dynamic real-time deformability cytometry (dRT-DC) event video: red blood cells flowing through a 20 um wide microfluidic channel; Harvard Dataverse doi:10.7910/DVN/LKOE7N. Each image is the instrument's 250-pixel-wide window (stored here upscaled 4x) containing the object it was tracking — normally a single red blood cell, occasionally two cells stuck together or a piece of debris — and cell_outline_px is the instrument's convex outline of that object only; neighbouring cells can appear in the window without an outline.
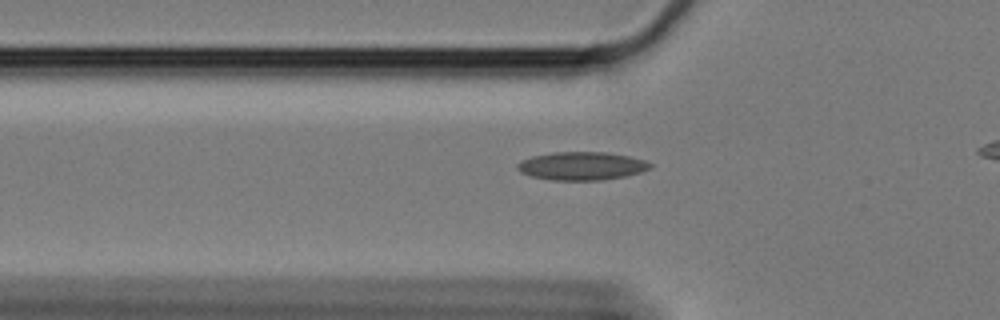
{"species": "Egyptian fruit bat (a non-hibernating species)", "species_latin": "Rousettus aegyptiacus", "temperature_condition": "cold", "stored_images_in_passage": 40, "camera_frame_rate_fps": 3000, "um_per_image_px": 0.085, "animal": {"sex": "female"}, "frame": {"image": 1, "passage_image": 7, "time_ms": 2.0, "image_size_px": [1000, 320], "cell_outline_px": [[652, 168], [640, 172], [624, 176], [600, 180], [552, 180], [532, 176], [520, 172], [516, 168], [516, 164], [520, 160], [532, 156], [552, 152], [604, 152], [628, 156], [644, 160], [652, 164]], "centroid_in_image_um": [49.41, 14.1], "position_along_channel_um": 76.4, "area_um2": 21.79}}
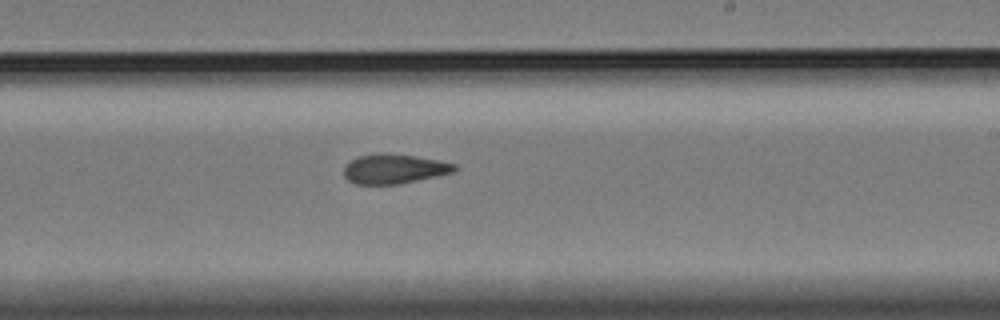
{"frame": {"image": 2, "passage_image": 23, "time_ms": 7.333, "image_size_px": [1000, 320], "cell_outline_px": [[460, 168], [452, 172], [436, 176], [400, 184], [356, 184], [348, 180], [344, 176], [344, 168], [352, 160], [360, 156], [380, 152], [384, 152], [416, 156], [456, 164]], "centroid_in_image_um": [33.51, 14.35], "position_along_channel_um": 255.5, "area_um2": 19.02}}
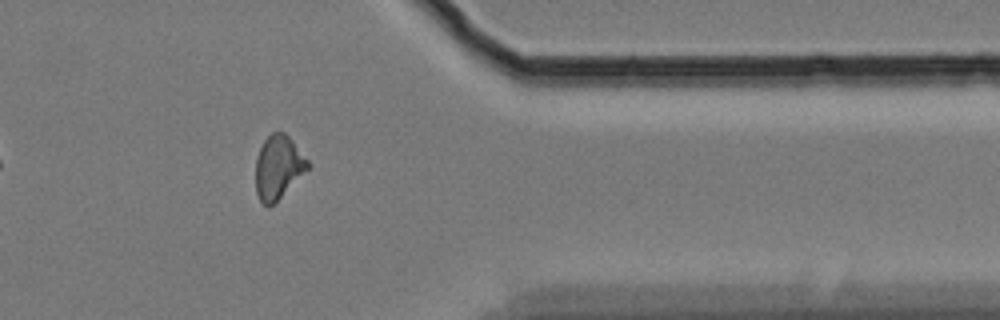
{"frame": {"image": 3, "passage_image": 36, "time_ms": 11.667, "image_size_px": [1000, 320], "cell_outline_px": [[308, 168], [268, 208], [260, 200], [256, 192], [256, 156], [264, 140], [272, 132], [284, 132], [292, 140], [308, 160]], "centroid_in_image_um": [23.62, 14.18], "position_along_channel_um": 387.8, "area_um2": 18.73}}